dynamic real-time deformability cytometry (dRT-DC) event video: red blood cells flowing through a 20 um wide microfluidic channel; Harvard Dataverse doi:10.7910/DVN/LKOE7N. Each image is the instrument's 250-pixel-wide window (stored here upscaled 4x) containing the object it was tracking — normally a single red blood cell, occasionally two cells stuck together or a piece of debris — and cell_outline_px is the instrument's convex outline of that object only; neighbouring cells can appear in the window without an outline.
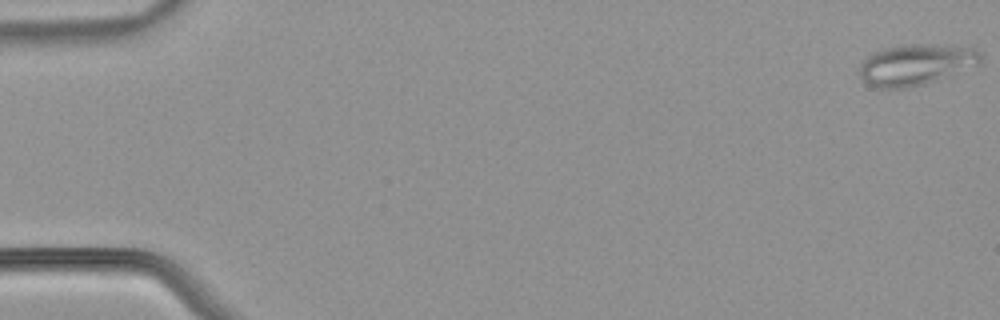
{"species": "common noctule bat (a hibernating species)", "species_latin": "Nyctalus noctula", "temperature_condition": "warm", "stored_images_in_passage": 52, "camera_frame_rate_fps": 3000, "um_per_image_px": 0.085, "animal": {"sex": "male", "body_mass_g": 21.5, "forearm_length_mm": 52.0}, "frame": {"image": 1, "passage_image": 1, "time_ms": 0.0, "image_size_px": [1000, 320], "cell_outline_px": [[980, 60], [976, 64], [948, 76], [924, 84], [908, 88], [880, 88], [868, 84], [860, 76], [860, 64], [872, 52], [884, 48], [908, 44], [972, 44], [980, 52]], "centroid_in_image_um": [77.89, 5.45], "position_along_channel_um": 7.1, "area_um2": 29.19}}
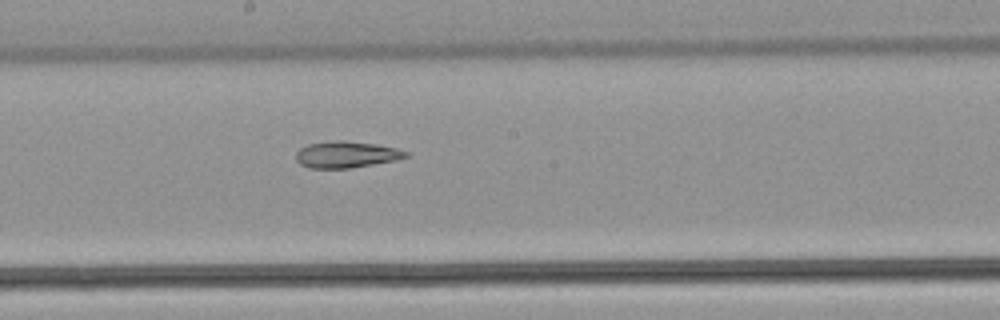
{"frame": {"image": 2, "passage_image": 29, "time_ms": 9.333, "image_size_px": [1000, 320], "cell_outline_px": [[412, 156], [396, 160], [348, 168], [308, 168], [300, 164], [296, 160], [296, 152], [300, 148], [308, 144], [336, 140], [344, 140], [376, 144], [396, 148], [408, 152]], "centroid_in_image_um": [29.45, 13.13], "position_along_channel_um": 218.8, "area_um2": 16.99}}
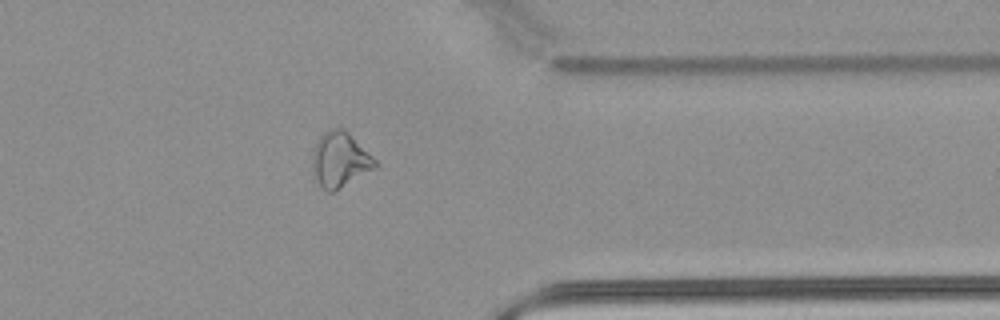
{"frame": {"image": 3, "passage_image": 42, "time_ms": 13.667, "image_size_px": [1000, 320], "cell_outline_px": [[380, 164], [376, 168], [332, 192], [328, 192], [316, 180], [312, 172], [312, 152], [316, 140], [328, 128], [344, 128]], "centroid_in_image_um": [28.88, 13.55], "position_along_channel_um": 382.5, "area_um2": 20.17}, "authors_computed_cell_mechanics": {"area_um2": 20.6635, "velocity_mm_per_s": 3.9794, "shape_relaxation_time_tau1_ms": null, "shape_relaxation_time_tau2_ms": 6.4274, "deformation_change_tau1": null, "deformation_change_tau2": 0.1645}}